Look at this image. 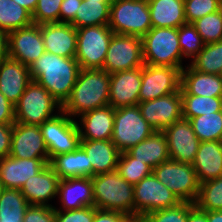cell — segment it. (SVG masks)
Listing matches in <instances>:
<instances>
[{
    "label": "cell",
    "mask_w": 222,
    "mask_h": 222,
    "mask_svg": "<svg viewBox=\"0 0 222 222\" xmlns=\"http://www.w3.org/2000/svg\"><path fill=\"white\" fill-rule=\"evenodd\" d=\"M29 70L31 79L63 105L71 94L81 68L75 58L45 52Z\"/></svg>",
    "instance_id": "obj_1"
},
{
    "label": "cell",
    "mask_w": 222,
    "mask_h": 222,
    "mask_svg": "<svg viewBox=\"0 0 222 222\" xmlns=\"http://www.w3.org/2000/svg\"><path fill=\"white\" fill-rule=\"evenodd\" d=\"M110 74L103 69H81L62 111L74 120L96 108L109 105Z\"/></svg>",
    "instance_id": "obj_2"
},
{
    "label": "cell",
    "mask_w": 222,
    "mask_h": 222,
    "mask_svg": "<svg viewBox=\"0 0 222 222\" xmlns=\"http://www.w3.org/2000/svg\"><path fill=\"white\" fill-rule=\"evenodd\" d=\"M94 207L134 215V185L115 170L92 177Z\"/></svg>",
    "instance_id": "obj_3"
},
{
    "label": "cell",
    "mask_w": 222,
    "mask_h": 222,
    "mask_svg": "<svg viewBox=\"0 0 222 222\" xmlns=\"http://www.w3.org/2000/svg\"><path fill=\"white\" fill-rule=\"evenodd\" d=\"M144 64L183 69L178 28L152 27L142 38Z\"/></svg>",
    "instance_id": "obj_4"
},
{
    "label": "cell",
    "mask_w": 222,
    "mask_h": 222,
    "mask_svg": "<svg viewBox=\"0 0 222 222\" xmlns=\"http://www.w3.org/2000/svg\"><path fill=\"white\" fill-rule=\"evenodd\" d=\"M62 111V105L36 81H31L14 106L15 122L40 126Z\"/></svg>",
    "instance_id": "obj_5"
},
{
    "label": "cell",
    "mask_w": 222,
    "mask_h": 222,
    "mask_svg": "<svg viewBox=\"0 0 222 222\" xmlns=\"http://www.w3.org/2000/svg\"><path fill=\"white\" fill-rule=\"evenodd\" d=\"M108 26L114 34L142 38L151 28L147 0H112Z\"/></svg>",
    "instance_id": "obj_6"
},
{
    "label": "cell",
    "mask_w": 222,
    "mask_h": 222,
    "mask_svg": "<svg viewBox=\"0 0 222 222\" xmlns=\"http://www.w3.org/2000/svg\"><path fill=\"white\" fill-rule=\"evenodd\" d=\"M113 31L108 25L77 29L75 59L81 69H102Z\"/></svg>",
    "instance_id": "obj_7"
},
{
    "label": "cell",
    "mask_w": 222,
    "mask_h": 222,
    "mask_svg": "<svg viewBox=\"0 0 222 222\" xmlns=\"http://www.w3.org/2000/svg\"><path fill=\"white\" fill-rule=\"evenodd\" d=\"M152 173L181 202L195 203L199 194L200 182L192 164L169 159L155 167Z\"/></svg>",
    "instance_id": "obj_8"
},
{
    "label": "cell",
    "mask_w": 222,
    "mask_h": 222,
    "mask_svg": "<svg viewBox=\"0 0 222 222\" xmlns=\"http://www.w3.org/2000/svg\"><path fill=\"white\" fill-rule=\"evenodd\" d=\"M154 131L143 118L138 105L115 108L111 141L120 152L129 150Z\"/></svg>",
    "instance_id": "obj_9"
},
{
    "label": "cell",
    "mask_w": 222,
    "mask_h": 222,
    "mask_svg": "<svg viewBox=\"0 0 222 222\" xmlns=\"http://www.w3.org/2000/svg\"><path fill=\"white\" fill-rule=\"evenodd\" d=\"M49 161L59 154L69 153L80 146V135L76 121L61 111L40 126Z\"/></svg>",
    "instance_id": "obj_10"
},
{
    "label": "cell",
    "mask_w": 222,
    "mask_h": 222,
    "mask_svg": "<svg viewBox=\"0 0 222 222\" xmlns=\"http://www.w3.org/2000/svg\"><path fill=\"white\" fill-rule=\"evenodd\" d=\"M143 65L142 39L137 36L113 34L102 69L111 74Z\"/></svg>",
    "instance_id": "obj_11"
},
{
    "label": "cell",
    "mask_w": 222,
    "mask_h": 222,
    "mask_svg": "<svg viewBox=\"0 0 222 222\" xmlns=\"http://www.w3.org/2000/svg\"><path fill=\"white\" fill-rule=\"evenodd\" d=\"M179 203L177 196L153 173L134 185V215L144 216Z\"/></svg>",
    "instance_id": "obj_12"
},
{
    "label": "cell",
    "mask_w": 222,
    "mask_h": 222,
    "mask_svg": "<svg viewBox=\"0 0 222 222\" xmlns=\"http://www.w3.org/2000/svg\"><path fill=\"white\" fill-rule=\"evenodd\" d=\"M182 70L170 66H142V82L139 91V102L180 91Z\"/></svg>",
    "instance_id": "obj_13"
},
{
    "label": "cell",
    "mask_w": 222,
    "mask_h": 222,
    "mask_svg": "<svg viewBox=\"0 0 222 222\" xmlns=\"http://www.w3.org/2000/svg\"><path fill=\"white\" fill-rule=\"evenodd\" d=\"M45 53L40 25L32 23L8 33V57L30 67Z\"/></svg>",
    "instance_id": "obj_14"
},
{
    "label": "cell",
    "mask_w": 222,
    "mask_h": 222,
    "mask_svg": "<svg viewBox=\"0 0 222 222\" xmlns=\"http://www.w3.org/2000/svg\"><path fill=\"white\" fill-rule=\"evenodd\" d=\"M143 118L155 131H163L183 118L181 91L138 103Z\"/></svg>",
    "instance_id": "obj_15"
},
{
    "label": "cell",
    "mask_w": 222,
    "mask_h": 222,
    "mask_svg": "<svg viewBox=\"0 0 222 222\" xmlns=\"http://www.w3.org/2000/svg\"><path fill=\"white\" fill-rule=\"evenodd\" d=\"M172 160L192 164L195 160L200 140L195 135L190 121L182 118L163 130Z\"/></svg>",
    "instance_id": "obj_16"
},
{
    "label": "cell",
    "mask_w": 222,
    "mask_h": 222,
    "mask_svg": "<svg viewBox=\"0 0 222 222\" xmlns=\"http://www.w3.org/2000/svg\"><path fill=\"white\" fill-rule=\"evenodd\" d=\"M142 67L110 74L109 105L113 108L138 105Z\"/></svg>",
    "instance_id": "obj_17"
},
{
    "label": "cell",
    "mask_w": 222,
    "mask_h": 222,
    "mask_svg": "<svg viewBox=\"0 0 222 222\" xmlns=\"http://www.w3.org/2000/svg\"><path fill=\"white\" fill-rule=\"evenodd\" d=\"M9 156L18 159L49 158L39 126L15 122Z\"/></svg>",
    "instance_id": "obj_18"
},
{
    "label": "cell",
    "mask_w": 222,
    "mask_h": 222,
    "mask_svg": "<svg viewBox=\"0 0 222 222\" xmlns=\"http://www.w3.org/2000/svg\"><path fill=\"white\" fill-rule=\"evenodd\" d=\"M49 164V158L18 159L11 156L0 159V181L6 189H21L32 176Z\"/></svg>",
    "instance_id": "obj_19"
},
{
    "label": "cell",
    "mask_w": 222,
    "mask_h": 222,
    "mask_svg": "<svg viewBox=\"0 0 222 222\" xmlns=\"http://www.w3.org/2000/svg\"><path fill=\"white\" fill-rule=\"evenodd\" d=\"M45 52L64 58H75L77 29L70 23L54 22L40 24Z\"/></svg>",
    "instance_id": "obj_20"
},
{
    "label": "cell",
    "mask_w": 222,
    "mask_h": 222,
    "mask_svg": "<svg viewBox=\"0 0 222 222\" xmlns=\"http://www.w3.org/2000/svg\"><path fill=\"white\" fill-rule=\"evenodd\" d=\"M57 198L61 207L55 210H74L94 206L92 177H74L60 179Z\"/></svg>",
    "instance_id": "obj_21"
},
{
    "label": "cell",
    "mask_w": 222,
    "mask_h": 222,
    "mask_svg": "<svg viewBox=\"0 0 222 222\" xmlns=\"http://www.w3.org/2000/svg\"><path fill=\"white\" fill-rule=\"evenodd\" d=\"M115 108L111 105L96 108L75 119L81 140H111Z\"/></svg>",
    "instance_id": "obj_22"
},
{
    "label": "cell",
    "mask_w": 222,
    "mask_h": 222,
    "mask_svg": "<svg viewBox=\"0 0 222 222\" xmlns=\"http://www.w3.org/2000/svg\"><path fill=\"white\" fill-rule=\"evenodd\" d=\"M60 178L48 164L37 175L30 177L20 191L30 205L54 206Z\"/></svg>",
    "instance_id": "obj_23"
},
{
    "label": "cell",
    "mask_w": 222,
    "mask_h": 222,
    "mask_svg": "<svg viewBox=\"0 0 222 222\" xmlns=\"http://www.w3.org/2000/svg\"><path fill=\"white\" fill-rule=\"evenodd\" d=\"M32 81L29 67L6 58L0 62V91L14 106Z\"/></svg>",
    "instance_id": "obj_24"
},
{
    "label": "cell",
    "mask_w": 222,
    "mask_h": 222,
    "mask_svg": "<svg viewBox=\"0 0 222 222\" xmlns=\"http://www.w3.org/2000/svg\"><path fill=\"white\" fill-rule=\"evenodd\" d=\"M181 95L222 97V75L207 74L185 66L181 72Z\"/></svg>",
    "instance_id": "obj_25"
},
{
    "label": "cell",
    "mask_w": 222,
    "mask_h": 222,
    "mask_svg": "<svg viewBox=\"0 0 222 222\" xmlns=\"http://www.w3.org/2000/svg\"><path fill=\"white\" fill-rule=\"evenodd\" d=\"M80 146L92 165V177L116 170L121 152L111 140H81Z\"/></svg>",
    "instance_id": "obj_26"
},
{
    "label": "cell",
    "mask_w": 222,
    "mask_h": 222,
    "mask_svg": "<svg viewBox=\"0 0 222 222\" xmlns=\"http://www.w3.org/2000/svg\"><path fill=\"white\" fill-rule=\"evenodd\" d=\"M201 183L222 176V150L219 141L200 142L192 163Z\"/></svg>",
    "instance_id": "obj_27"
},
{
    "label": "cell",
    "mask_w": 222,
    "mask_h": 222,
    "mask_svg": "<svg viewBox=\"0 0 222 222\" xmlns=\"http://www.w3.org/2000/svg\"><path fill=\"white\" fill-rule=\"evenodd\" d=\"M49 165L60 179L92 177V165L81 146L72 152L54 156Z\"/></svg>",
    "instance_id": "obj_28"
},
{
    "label": "cell",
    "mask_w": 222,
    "mask_h": 222,
    "mask_svg": "<svg viewBox=\"0 0 222 222\" xmlns=\"http://www.w3.org/2000/svg\"><path fill=\"white\" fill-rule=\"evenodd\" d=\"M127 152L140 162L148 164L152 169L170 159L167 139L163 131H154Z\"/></svg>",
    "instance_id": "obj_29"
},
{
    "label": "cell",
    "mask_w": 222,
    "mask_h": 222,
    "mask_svg": "<svg viewBox=\"0 0 222 222\" xmlns=\"http://www.w3.org/2000/svg\"><path fill=\"white\" fill-rule=\"evenodd\" d=\"M152 27L179 28L187 23L184 0H147Z\"/></svg>",
    "instance_id": "obj_30"
},
{
    "label": "cell",
    "mask_w": 222,
    "mask_h": 222,
    "mask_svg": "<svg viewBox=\"0 0 222 222\" xmlns=\"http://www.w3.org/2000/svg\"><path fill=\"white\" fill-rule=\"evenodd\" d=\"M110 5L111 1L82 0L75 18L70 24L76 29L95 25H108Z\"/></svg>",
    "instance_id": "obj_31"
},
{
    "label": "cell",
    "mask_w": 222,
    "mask_h": 222,
    "mask_svg": "<svg viewBox=\"0 0 222 222\" xmlns=\"http://www.w3.org/2000/svg\"><path fill=\"white\" fill-rule=\"evenodd\" d=\"M29 203L20 189H4L0 195V222H23Z\"/></svg>",
    "instance_id": "obj_32"
},
{
    "label": "cell",
    "mask_w": 222,
    "mask_h": 222,
    "mask_svg": "<svg viewBox=\"0 0 222 222\" xmlns=\"http://www.w3.org/2000/svg\"><path fill=\"white\" fill-rule=\"evenodd\" d=\"M32 14L13 0H0V29L9 33L32 24Z\"/></svg>",
    "instance_id": "obj_33"
},
{
    "label": "cell",
    "mask_w": 222,
    "mask_h": 222,
    "mask_svg": "<svg viewBox=\"0 0 222 222\" xmlns=\"http://www.w3.org/2000/svg\"><path fill=\"white\" fill-rule=\"evenodd\" d=\"M188 64L192 69L222 75V40L204 45L202 51Z\"/></svg>",
    "instance_id": "obj_34"
},
{
    "label": "cell",
    "mask_w": 222,
    "mask_h": 222,
    "mask_svg": "<svg viewBox=\"0 0 222 222\" xmlns=\"http://www.w3.org/2000/svg\"><path fill=\"white\" fill-rule=\"evenodd\" d=\"M189 121L200 142L222 139V111L200 115Z\"/></svg>",
    "instance_id": "obj_35"
},
{
    "label": "cell",
    "mask_w": 222,
    "mask_h": 222,
    "mask_svg": "<svg viewBox=\"0 0 222 222\" xmlns=\"http://www.w3.org/2000/svg\"><path fill=\"white\" fill-rule=\"evenodd\" d=\"M183 118L191 119L200 115L222 111V97L181 95Z\"/></svg>",
    "instance_id": "obj_36"
},
{
    "label": "cell",
    "mask_w": 222,
    "mask_h": 222,
    "mask_svg": "<svg viewBox=\"0 0 222 222\" xmlns=\"http://www.w3.org/2000/svg\"><path fill=\"white\" fill-rule=\"evenodd\" d=\"M194 205L202 211L222 210V176L200 184Z\"/></svg>",
    "instance_id": "obj_37"
},
{
    "label": "cell",
    "mask_w": 222,
    "mask_h": 222,
    "mask_svg": "<svg viewBox=\"0 0 222 222\" xmlns=\"http://www.w3.org/2000/svg\"><path fill=\"white\" fill-rule=\"evenodd\" d=\"M116 171L125 181L135 185L144 177L151 175L153 169L124 151L120 153Z\"/></svg>",
    "instance_id": "obj_38"
},
{
    "label": "cell",
    "mask_w": 222,
    "mask_h": 222,
    "mask_svg": "<svg viewBox=\"0 0 222 222\" xmlns=\"http://www.w3.org/2000/svg\"><path fill=\"white\" fill-rule=\"evenodd\" d=\"M178 39L182 56L186 60H192L202 51L205 45L192 23H185L178 28Z\"/></svg>",
    "instance_id": "obj_39"
},
{
    "label": "cell",
    "mask_w": 222,
    "mask_h": 222,
    "mask_svg": "<svg viewBox=\"0 0 222 222\" xmlns=\"http://www.w3.org/2000/svg\"><path fill=\"white\" fill-rule=\"evenodd\" d=\"M205 44L222 40V15L220 10L192 23Z\"/></svg>",
    "instance_id": "obj_40"
},
{
    "label": "cell",
    "mask_w": 222,
    "mask_h": 222,
    "mask_svg": "<svg viewBox=\"0 0 222 222\" xmlns=\"http://www.w3.org/2000/svg\"><path fill=\"white\" fill-rule=\"evenodd\" d=\"M221 0H184L185 19L187 23L219 11Z\"/></svg>",
    "instance_id": "obj_41"
},
{
    "label": "cell",
    "mask_w": 222,
    "mask_h": 222,
    "mask_svg": "<svg viewBox=\"0 0 222 222\" xmlns=\"http://www.w3.org/2000/svg\"><path fill=\"white\" fill-rule=\"evenodd\" d=\"M143 218L145 222H187L188 202L148 213Z\"/></svg>",
    "instance_id": "obj_42"
},
{
    "label": "cell",
    "mask_w": 222,
    "mask_h": 222,
    "mask_svg": "<svg viewBox=\"0 0 222 222\" xmlns=\"http://www.w3.org/2000/svg\"><path fill=\"white\" fill-rule=\"evenodd\" d=\"M63 0H38L32 21L35 24L59 22L60 5Z\"/></svg>",
    "instance_id": "obj_43"
},
{
    "label": "cell",
    "mask_w": 222,
    "mask_h": 222,
    "mask_svg": "<svg viewBox=\"0 0 222 222\" xmlns=\"http://www.w3.org/2000/svg\"><path fill=\"white\" fill-rule=\"evenodd\" d=\"M94 206L74 210H56V222H93Z\"/></svg>",
    "instance_id": "obj_44"
},
{
    "label": "cell",
    "mask_w": 222,
    "mask_h": 222,
    "mask_svg": "<svg viewBox=\"0 0 222 222\" xmlns=\"http://www.w3.org/2000/svg\"><path fill=\"white\" fill-rule=\"evenodd\" d=\"M23 222H56V210L54 206L29 204Z\"/></svg>",
    "instance_id": "obj_45"
},
{
    "label": "cell",
    "mask_w": 222,
    "mask_h": 222,
    "mask_svg": "<svg viewBox=\"0 0 222 222\" xmlns=\"http://www.w3.org/2000/svg\"><path fill=\"white\" fill-rule=\"evenodd\" d=\"M82 0H63L60 5L59 22L70 23L77 14Z\"/></svg>",
    "instance_id": "obj_46"
},
{
    "label": "cell",
    "mask_w": 222,
    "mask_h": 222,
    "mask_svg": "<svg viewBox=\"0 0 222 222\" xmlns=\"http://www.w3.org/2000/svg\"><path fill=\"white\" fill-rule=\"evenodd\" d=\"M13 124H0V159L10 155Z\"/></svg>",
    "instance_id": "obj_47"
},
{
    "label": "cell",
    "mask_w": 222,
    "mask_h": 222,
    "mask_svg": "<svg viewBox=\"0 0 222 222\" xmlns=\"http://www.w3.org/2000/svg\"><path fill=\"white\" fill-rule=\"evenodd\" d=\"M14 105L0 91V124H14Z\"/></svg>",
    "instance_id": "obj_48"
},
{
    "label": "cell",
    "mask_w": 222,
    "mask_h": 222,
    "mask_svg": "<svg viewBox=\"0 0 222 222\" xmlns=\"http://www.w3.org/2000/svg\"><path fill=\"white\" fill-rule=\"evenodd\" d=\"M128 215L109 210H100L95 208L93 222H123Z\"/></svg>",
    "instance_id": "obj_49"
},
{
    "label": "cell",
    "mask_w": 222,
    "mask_h": 222,
    "mask_svg": "<svg viewBox=\"0 0 222 222\" xmlns=\"http://www.w3.org/2000/svg\"><path fill=\"white\" fill-rule=\"evenodd\" d=\"M187 222H208L207 211L198 209L193 203L188 202Z\"/></svg>",
    "instance_id": "obj_50"
},
{
    "label": "cell",
    "mask_w": 222,
    "mask_h": 222,
    "mask_svg": "<svg viewBox=\"0 0 222 222\" xmlns=\"http://www.w3.org/2000/svg\"><path fill=\"white\" fill-rule=\"evenodd\" d=\"M8 58V33L0 29V62Z\"/></svg>",
    "instance_id": "obj_51"
},
{
    "label": "cell",
    "mask_w": 222,
    "mask_h": 222,
    "mask_svg": "<svg viewBox=\"0 0 222 222\" xmlns=\"http://www.w3.org/2000/svg\"><path fill=\"white\" fill-rule=\"evenodd\" d=\"M15 3L19 4L20 6L24 7L27 9L31 14L36 9L38 0H13Z\"/></svg>",
    "instance_id": "obj_52"
},
{
    "label": "cell",
    "mask_w": 222,
    "mask_h": 222,
    "mask_svg": "<svg viewBox=\"0 0 222 222\" xmlns=\"http://www.w3.org/2000/svg\"><path fill=\"white\" fill-rule=\"evenodd\" d=\"M208 222H222V210L207 211Z\"/></svg>",
    "instance_id": "obj_53"
},
{
    "label": "cell",
    "mask_w": 222,
    "mask_h": 222,
    "mask_svg": "<svg viewBox=\"0 0 222 222\" xmlns=\"http://www.w3.org/2000/svg\"><path fill=\"white\" fill-rule=\"evenodd\" d=\"M123 222H145L143 216L133 215L128 216Z\"/></svg>",
    "instance_id": "obj_54"
},
{
    "label": "cell",
    "mask_w": 222,
    "mask_h": 222,
    "mask_svg": "<svg viewBox=\"0 0 222 222\" xmlns=\"http://www.w3.org/2000/svg\"><path fill=\"white\" fill-rule=\"evenodd\" d=\"M4 189H5V188H4L3 184H2L1 181H0V195L2 194V192H3Z\"/></svg>",
    "instance_id": "obj_55"
},
{
    "label": "cell",
    "mask_w": 222,
    "mask_h": 222,
    "mask_svg": "<svg viewBox=\"0 0 222 222\" xmlns=\"http://www.w3.org/2000/svg\"><path fill=\"white\" fill-rule=\"evenodd\" d=\"M220 12H221V15H222V0L220 2V8H219Z\"/></svg>",
    "instance_id": "obj_56"
},
{
    "label": "cell",
    "mask_w": 222,
    "mask_h": 222,
    "mask_svg": "<svg viewBox=\"0 0 222 222\" xmlns=\"http://www.w3.org/2000/svg\"><path fill=\"white\" fill-rule=\"evenodd\" d=\"M90 1H112V0H90Z\"/></svg>",
    "instance_id": "obj_57"
},
{
    "label": "cell",
    "mask_w": 222,
    "mask_h": 222,
    "mask_svg": "<svg viewBox=\"0 0 222 222\" xmlns=\"http://www.w3.org/2000/svg\"><path fill=\"white\" fill-rule=\"evenodd\" d=\"M219 142H220V146H221V150H222V139Z\"/></svg>",
    "instance_id": "obj_58"
}]
</instances>
